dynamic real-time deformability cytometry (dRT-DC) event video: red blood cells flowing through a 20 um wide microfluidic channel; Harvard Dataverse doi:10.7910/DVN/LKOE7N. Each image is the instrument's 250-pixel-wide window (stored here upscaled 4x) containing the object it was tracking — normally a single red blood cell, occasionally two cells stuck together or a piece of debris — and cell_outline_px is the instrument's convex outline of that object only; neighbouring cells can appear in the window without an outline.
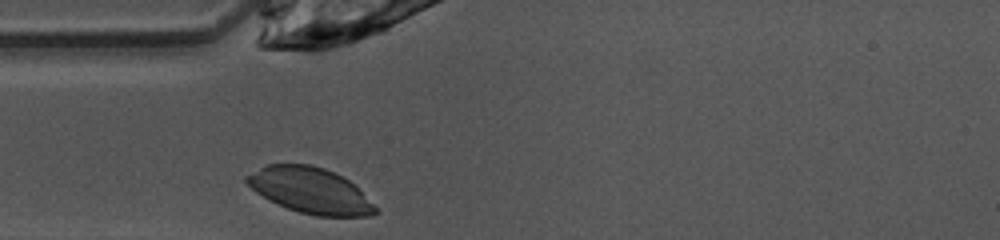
{"species": "common noctule bat (a hibernating species)", "species_latin": "Nyctalus noctula", "temperature_condition": "warm", "stored_images_in_passage": 25, "camera_frame_rate_fps": 3000, "um_per_image_px": 0.085, "animal": {"sex": "female", "body_mass_g": 10.0, "forearm_length_mm": 53.1}, "frame": {"image": 1, "passage_image": 1, "time_ms": 0.0, "image_size_px": [1000, 240], "cell_outline_px": [[380, 212], [372, 216], [316, 216], [300, 212], [288, 208], [256, 192], [244, 180], [244, 176], [268, 164], [312, 164], [324, 168], [344, 176]], "centroid_in_image_um": [26.37, 16.18], "position_along_channel_um": 58.6, "area_um2": 33.76}}
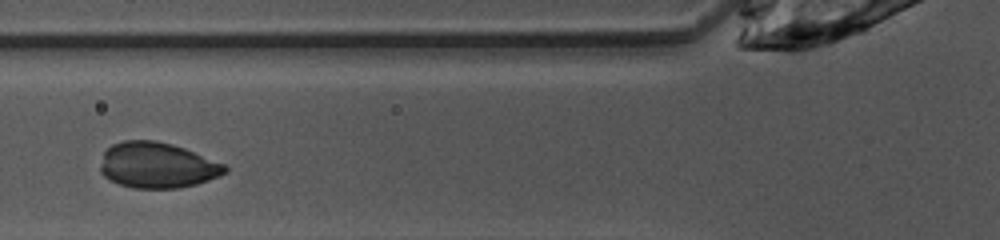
{"frame": {"image": 2, "passage_image": 5, "time_ms": 1.333, "image_size_px": [1000, 240], "cell_outline_px": [[228, 172], [220, 176], [196, 184], [180, 188], [132, 188], [108, 180], [100, 172], [100, 168], [104, 152], [112, 144], [124, 140], [156, 140], [172, 144], [184, 148], [224, 164], [228, 168]], "centroid_in_image_um": [13.36, 14.05], "position_along_channel_um": 112.4, "area_um2": 33.23}}
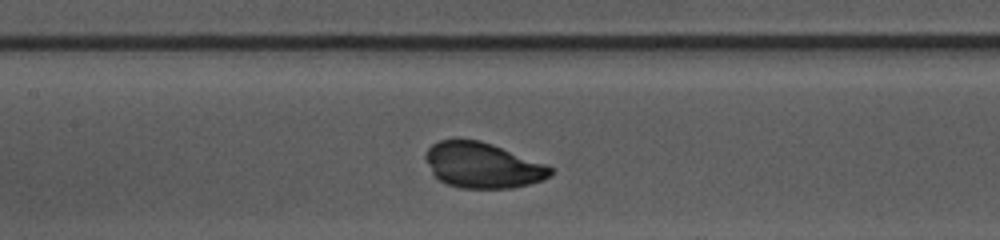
{"frame": {"image": 3, "passage_image": 9, "time_ms": 2.667, "image_size_px": [1000, 240], "cell_outline_px": [[556, 172], [540, 180], [528, 184], [512, 188], [460, 188], [448, 184], [440, 180], [432, 172], [424, 160], [424, 156], [428, 148], [432, 144], [440, 140], [480, 140], [492, 144], [556, 168]], "centroid_in_image_um": [41.02, 14.05], "position_along_channel_um": 166.4, "area_um2": 32.95}}